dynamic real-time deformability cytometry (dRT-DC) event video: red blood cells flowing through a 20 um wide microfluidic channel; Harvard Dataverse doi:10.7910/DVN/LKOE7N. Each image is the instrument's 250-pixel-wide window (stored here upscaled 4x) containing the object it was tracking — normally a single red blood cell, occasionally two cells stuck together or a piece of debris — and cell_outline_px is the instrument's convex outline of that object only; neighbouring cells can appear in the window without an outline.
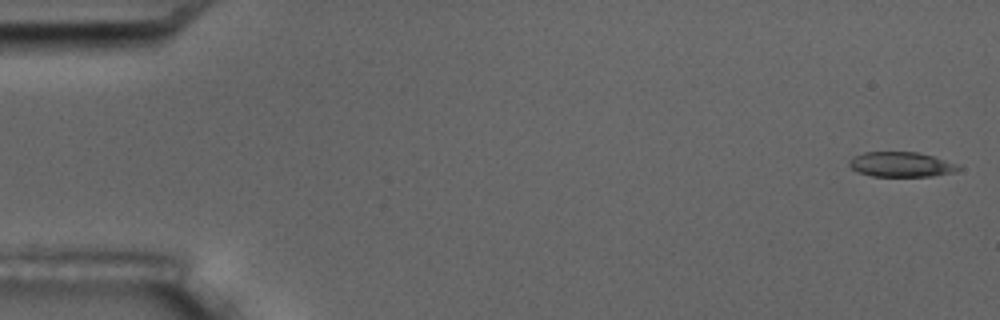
{"species": "common noctule bat (a hibernating species)", "species_latin": "Nyctalus noctula", "temperature_condition": "room temperature", "stored_images_in_passage": 6, "camera_frame_rate_fps": 3000, "um_per_image_px": 0.085, "animal": {"sex": "male", "body_mass_g": 17.5, "forearm_length_mm": 52.3}, "frame": {"image": 1, "passage_image": 1, "time_ms": 0.0, "image_size_px": [1000, 320], "cell_outline_px": [[960, 168], [952, 172], [932, 176], [872, 176], [856, 172], [848, 164], [848, 160], [852, 156], [864, 152], [916, 152], [932, 156], [956, 164]], "centroid_in_image_um": [76.5, 13.97], "position_along_channel_um": 8.5, "area_um2": 15.72}}
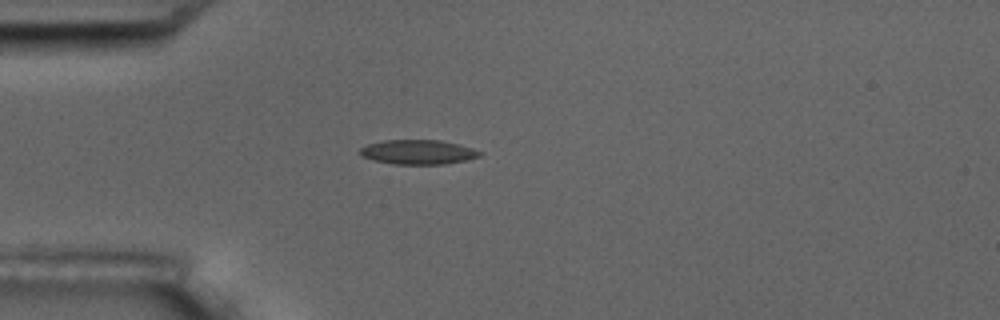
{"frame": {"image": 2, "passage_image": 5, "time_ms": 4.667, "image_size_px": [1000, 320], "cell_outline_px": [[484, 152], [480, 156], [468, 160], [444, 164], [392, 164], [372, 160], [364, 156], [360, 152], [360, 148], [368, 144], [384, 140], [440, 140], [460, 144]], "centroid_in_image_um": [35.58, 12.92], "position_along_channel_um": 49.4, "area_um2": 17.17}}